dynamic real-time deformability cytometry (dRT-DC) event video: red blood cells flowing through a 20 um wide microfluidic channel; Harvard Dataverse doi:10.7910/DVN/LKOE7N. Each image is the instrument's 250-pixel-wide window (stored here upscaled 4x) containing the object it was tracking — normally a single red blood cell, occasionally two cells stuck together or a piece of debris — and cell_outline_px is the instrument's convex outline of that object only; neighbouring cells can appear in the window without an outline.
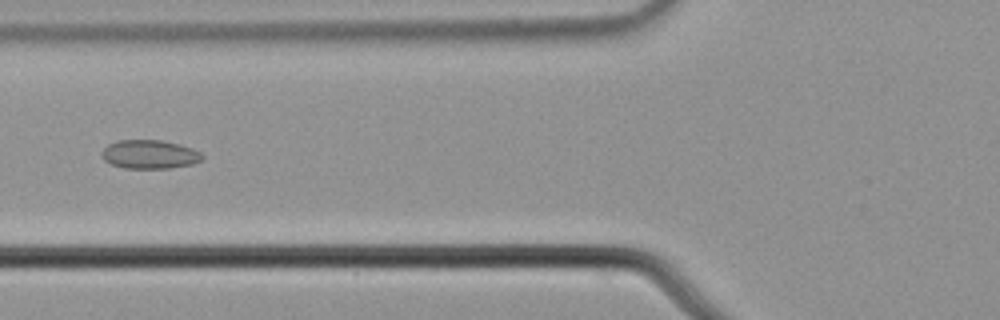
{"species": "common noctule bat (a hibernating species)", "species_latin": "Nyctalus noctula", "temperature_condition": "cold", "stored_images_in_passage": 6, "camera_frame_rate_fps": 3000, "um_per_image_px": 0.085, "animal": {"sex": "male", "body_mass_g": 21.5, "forearm_length_mm": 52.0}, "frame": {"image": 1, "passage_image": 6, "time_ms": 1.667, "image_size_px": [1000, 320], "cell_outline_px": [[204, 156], [200, 160], [192, 164], [168, 168], [124, 168], [112, 164], [104, 160], [100, 152], [108, 144], [116, 140], [160, 140], [180, 144], [192, 148], [200, 152]], "centroid_in_image_um": [12.69, 13.11], "position_along_channel_um": 113.1, "area_um2": 16.82}}